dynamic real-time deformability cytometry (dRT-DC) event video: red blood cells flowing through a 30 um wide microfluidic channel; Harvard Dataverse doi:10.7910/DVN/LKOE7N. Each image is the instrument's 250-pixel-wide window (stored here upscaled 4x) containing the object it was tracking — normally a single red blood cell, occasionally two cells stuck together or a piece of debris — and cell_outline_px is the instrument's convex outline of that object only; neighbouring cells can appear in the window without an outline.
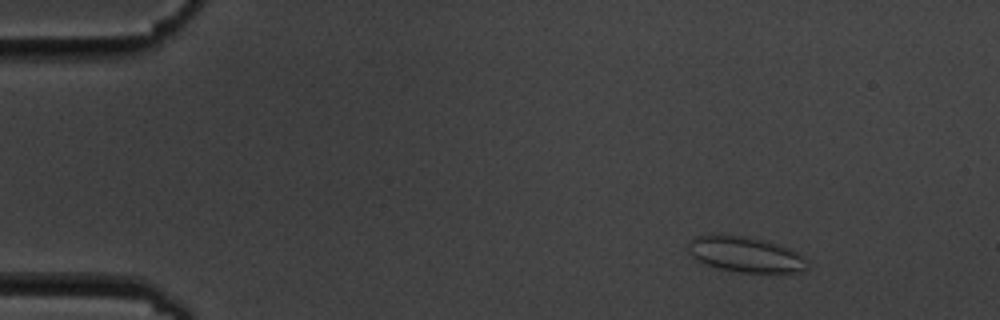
{"species": "common noctule bat (a hibernating species)", "species_latin": "Nyctalus noctula", "temperature_condition": "cold", "stored_images_in_passage": 6, "camera_frame_rate_fps": 3000, "um_per_image_px": 0.085, "animal": {"sex": "male", "body_mass_g": 19.5, "forearm_length_mm": 54.6}, "frame": {"image": 1, "passage_image": 3, "time_ms": 2.333, "image_size_px": [1000, 320], "cell_outline_px": [[808, 268], [796, 272], [740, 272], [720, 268], [708, 264], [692, 256], [688, 252], [688, 244], [696, 236], [744, 236], [780, 244], [792, 248], [804, 260]], "centroid_in_image_um": [63.39, 21.63], "position_along_channel_um": 21.6, "area_um2": 23.81}}
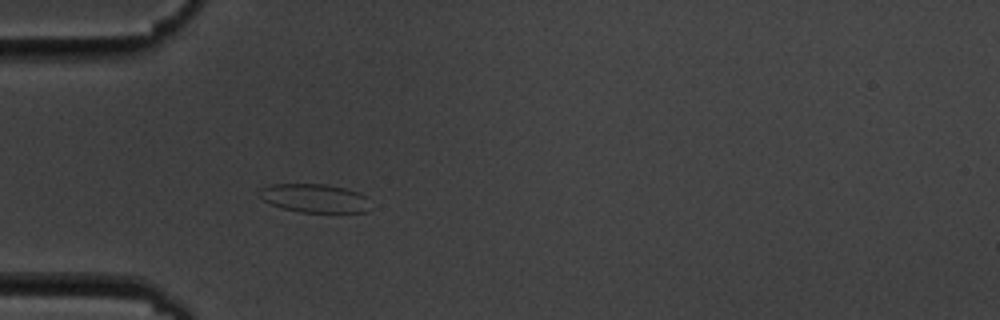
{"frame": {"image": 2, "passage_image": 6, "time_ms": 5.667, "image_size_px": [1000, 320], "cell_outline_px": [[368, 212], [300, 212], [280, 208], [264, 200], [260, 196], [260, 188], [272, 184], [324, 184], [344, 188], [356, 192], [364, 196]], "centroid_in_image_um": [26.67, 16.85], "position_along_channel_um": 58.3, "area_um2": 18.09}}